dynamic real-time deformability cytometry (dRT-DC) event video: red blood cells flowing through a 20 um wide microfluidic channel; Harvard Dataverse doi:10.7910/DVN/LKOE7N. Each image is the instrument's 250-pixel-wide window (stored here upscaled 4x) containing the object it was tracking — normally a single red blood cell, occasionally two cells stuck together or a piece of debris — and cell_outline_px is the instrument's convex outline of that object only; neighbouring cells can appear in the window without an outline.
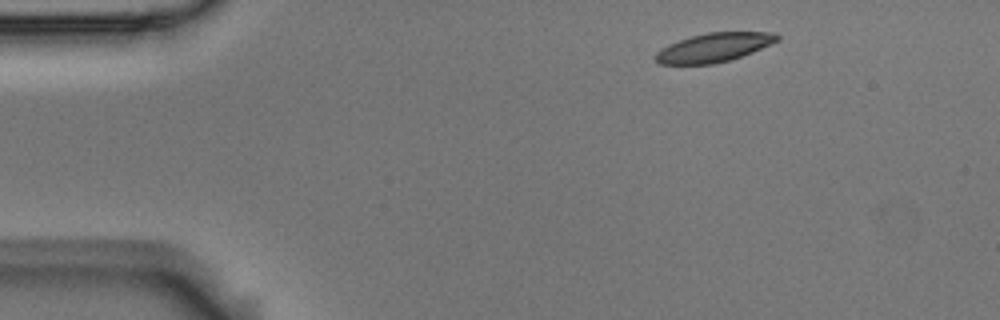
{"species": "Egyptian fruit bat (a non-hibernating species)", "species_latin": "Rousettus aegyptiacus", "temperature_condition": "room temperature", "stored_images_in_passage": 12, "camera_frame_rate_fps": 3000, "um_per_image_px": 0.085, "animal": {"sex": "male"}, "frame": {"image": 1, "passage_image": 1, "time_ms": 0.0, "image_size_px": [1000, 320], "cell_outline_px": [[780, 40], [752, 52], [728, 60], [712, 64], [660, 64], [656, 60], [656, 52], [668, 44], [692, 36], [708, 32], [776, 32], [780, 36]], "centroid_in_image_um": [60.71, 4.02], "position_along_channel_um": 24.3, "area_um2": 20.29}}
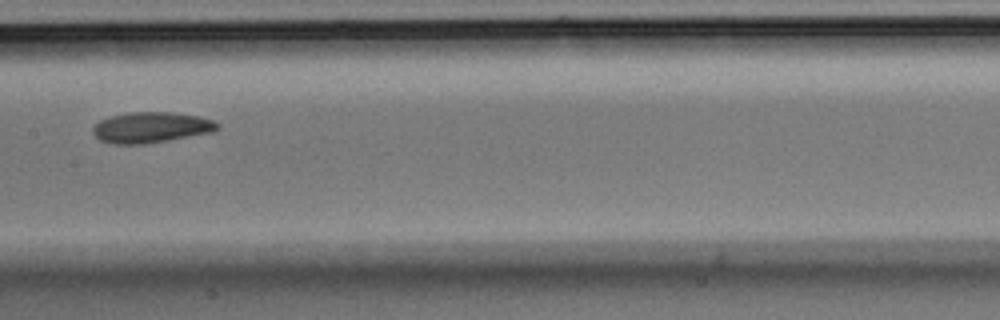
{"frame": {"image": 2, "passage_image": 6, "time_ms": 1.667, "image_size_px": [1000, 320], "cell_outline_px": [[220, 124], [212, 132], [144, 144], [112, 144], [100, 140], [92, 132], [92, 128], [100, 120], [108, 116], [128, 112], [172, 112], [196, 116], [212, 120]], "centroid_in_image_um": [12.78, 10.82], "position_along_channel_um": 194.6, "area_um2": 22.14}}
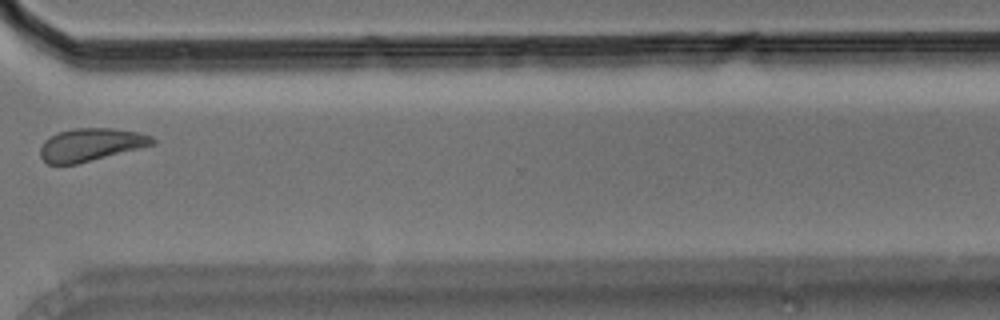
{"frame": {"image": 3, "passage_image": 10, "time_ms": 3.0, "image_size_px": [1000, 320], "cell_outline_px": [[156, 144], [76, 164], [48, 164], [40, 156], [40, 148], [44, 140], [60, 132], [72, 128], [112, 128], [140, 132], [152, 136], [156, 140]], "centroid_in_image_um": [7.74, 12.29], "position_along_channel_um": 362.9, "area_um2": 21.39}}